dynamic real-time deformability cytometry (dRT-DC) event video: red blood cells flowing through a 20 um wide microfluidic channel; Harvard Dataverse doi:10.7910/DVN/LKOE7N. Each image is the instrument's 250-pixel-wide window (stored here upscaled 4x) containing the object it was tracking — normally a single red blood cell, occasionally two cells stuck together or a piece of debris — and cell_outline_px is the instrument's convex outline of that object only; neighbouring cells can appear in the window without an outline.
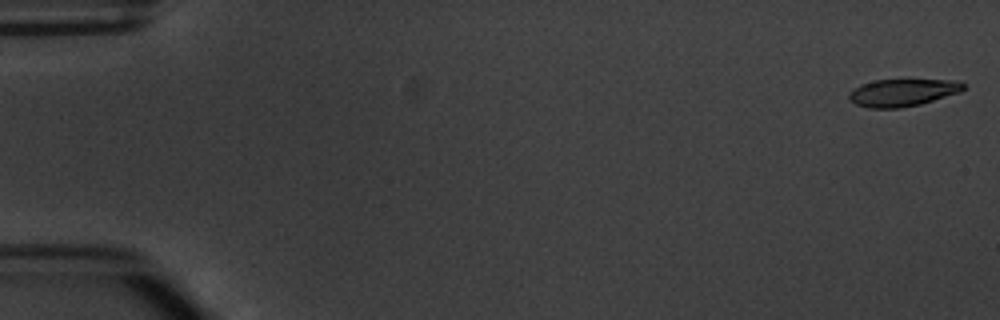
{"species": "common noctule bat (a hibernating species)", "species_latin": "Nyctalus noctula", "temperature_condition": "warm", "stored_images_in_passage": 3, "camera_frame_rate_fps": 3000, "um_per_image_px": 0.085, "animal": {"sex": "male", "body_mass_g": 20.1, "forearm_length_mm": 53.5}, "frame": {"image": 1, "passage_image": 1, "time_ms": 0.0, "image_size_px": [1000, 320], "cell_outline_px": [[964, 88], [960, 92], [920, 104], [900, 108], [868, 108], [856, 104], [848, 100], [848, 92], [860, 84], [876, 80], [960, 80], [964, 84]], "centroid_in_image_um": [76.68, 7.87], "position_along_channel_um": 8.3, "area_um2": 18.26}}